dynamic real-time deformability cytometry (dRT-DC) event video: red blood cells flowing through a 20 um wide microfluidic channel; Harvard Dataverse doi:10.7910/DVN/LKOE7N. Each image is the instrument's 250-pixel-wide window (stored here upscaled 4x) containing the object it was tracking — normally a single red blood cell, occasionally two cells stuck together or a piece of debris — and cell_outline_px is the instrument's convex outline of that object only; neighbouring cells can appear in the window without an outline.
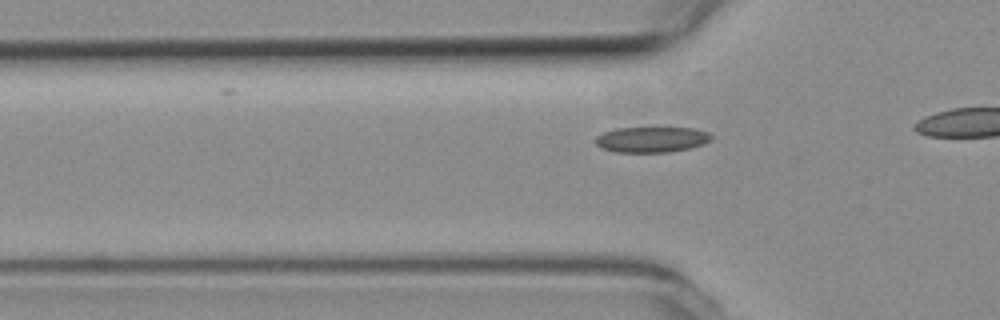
{"species": "common noctule bat (a hibernating species)", "species_latin": "Nyctalus noctula", "temperature_condition": "room temperature", "stored_images_in_passage": 15, "camera_frame_rate_fps": 3000, "um_per_image_px": 0.085, "animal": {"sex": "female", "body_mass_g": 19.3, "forearm_length_mm": 54.1}, "frame": {"image": 1, "passage_image": 9, "time_ms": 2.667, "image_size_px": [1000, 320], "cell_outline_px": [[712, 140], [704, 144], [688, 148], [668, 152], [616, 152], [600, 148], [596, 144], [596, 136], [604, 132], [616, 128], [692, 128], [708, 132], [712, 136]], "centroid_in_image_um": [55.38, 11.86], "position_along_channel_um": 70.4, "area_um2": 17.22}}
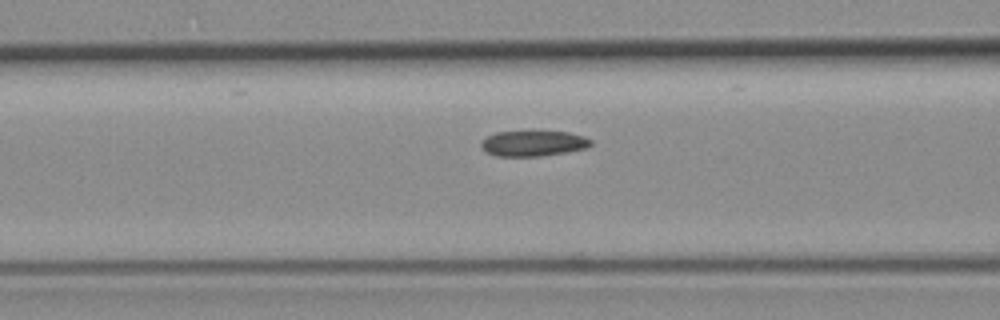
{"frame": {"image": 2, "passage_image": 13, "time_ms": 4.0, "image_size_px": [1000, 320], "cell_outline_px": [[592, 144], [588, 148], [540, 156], [496, 156], [488, 152], [480, 144], [488, 136], [496, 132], [568, 132], [584, 136], [592, 140]], "centroid_in_image_um": [45.38, 12.19], "position_along_channel_um": 121.2, "area_um2": 16.01}}